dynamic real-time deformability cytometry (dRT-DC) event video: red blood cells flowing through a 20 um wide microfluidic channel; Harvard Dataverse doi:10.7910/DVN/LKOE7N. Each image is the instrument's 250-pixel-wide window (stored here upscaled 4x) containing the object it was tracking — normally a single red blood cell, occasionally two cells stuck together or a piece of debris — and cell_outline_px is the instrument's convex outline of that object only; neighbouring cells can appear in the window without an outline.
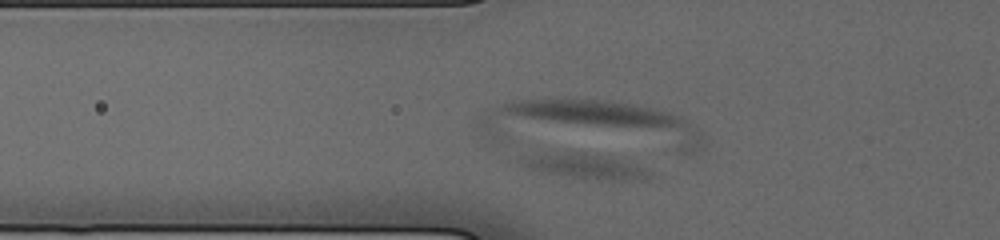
{"species": "human", "species_latin": "Homo sapiens", "temperature_condition": "cold", "stored_images_in_passage": 30, "camera_frame_rate_fps": 3000, "um_per_image_px": 0.085, "donor": {"sex": "male"}, "frame": {"image": 1, "passage_image": 2, "time_ms": 0.333, "image_size_px": [1000, 240], "cell_outline_px": [[652, 172], [644, 176], [612, 180], [564, 176], [532, 168], [520, 164], [516, 160], [516, 156], [552, 148], [584, 152], [612, 156]], "centroid_in_image_um": [49.38, 14.0], "position_along_channel_um": 76.4, "area_um2": 19.02}}